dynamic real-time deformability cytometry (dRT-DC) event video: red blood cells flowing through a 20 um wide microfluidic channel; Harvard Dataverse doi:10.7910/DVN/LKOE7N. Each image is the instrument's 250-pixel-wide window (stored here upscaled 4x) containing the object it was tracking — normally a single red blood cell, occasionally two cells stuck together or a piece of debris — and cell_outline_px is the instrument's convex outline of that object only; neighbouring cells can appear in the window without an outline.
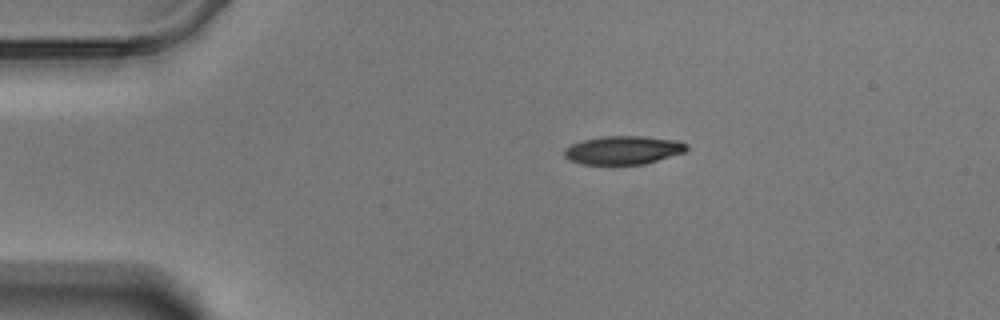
{"species": "Egyptian fruit bat (a non-hibernating species)", "species_latin": "Rousettus aegyptiacus", "temperature_condition": "warm", "stored_images_in_passage": 48, "camera_frame_rate_fps": 3000, "um_per_image_px": 0.085, "animal": {"sex": "male"}, "frame": {"image": 1, "passage_image": 1, "time_ms": 0.0, "image_size_px": [1000, 320], "cell_outline_px": [[688, 148], [684, 152], [644, 164], [580, 164], [568, 160], [564, 156], [564, 148], [580, 140], [600, 136], [644, 136], [676, 140], [688, 144]], "centroid_in_image_um": [52.93, 12.75], "position_along_channel_um": 32.1, "area_um2": 20.4}}
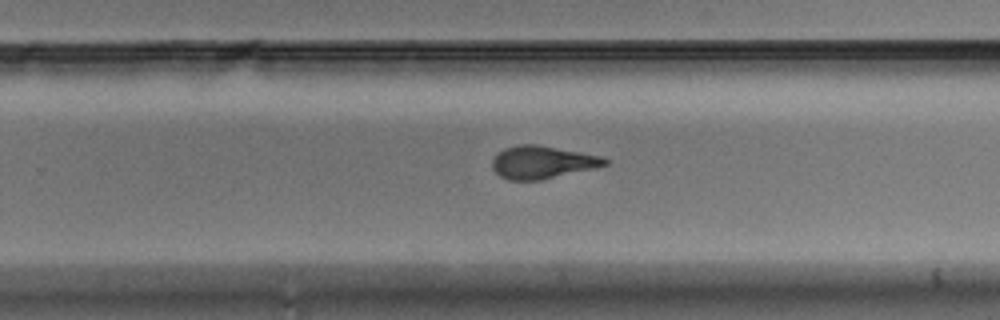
{"frame": {"image": 2, "passage_image": 27, "time_ms": 8.667, "image_size_px": [1000, 320], "cell_outline_px": [[608, 164], [596, 168], [540, 180], [508, 180], [500, 176], [492, 168], [492, 160], [496, 152], [504, 148], [520, 144], [536, 144], [580, 152], [600, 156], [608, 160]], "centroid_in_image_um": [46.06, 13.79], "position_along_channel_um": 283.7, "area_um2": 21.5}}
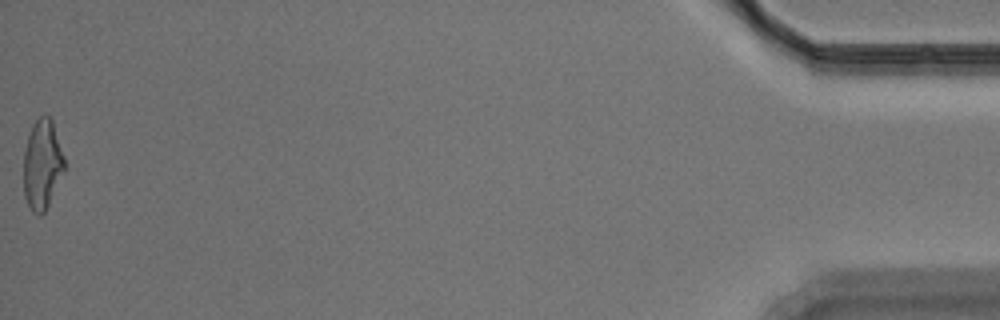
{"frame": {"image": 3, "passage_image": 48, "time_ms": 15.667, "image_size_px": [1000, 320], "cell_outline_px": [[64, 172], [44, 212], [40, 216], [32, 212], [24, 196], [24, 152], [28, 132], [32, 124], [40, 116], [48, 116], [52, 120], [64, 156]], "centroid_in_image_um": [3.58, 13.97], "position_along_channel_um": 431.6, "area_um2": 21.27}, "authors_computed_cell_mechanics": {"area_um2": 21.675, "velocity_mm_per_s": 3.482, "shape_relaxation_time_tau1_ms": 7.3379, "shape_relaxation_time_tau2_ms": 2.2445, "deformation_change_tau1": 0.233, "deformation_change_tau2": 0.1094}}